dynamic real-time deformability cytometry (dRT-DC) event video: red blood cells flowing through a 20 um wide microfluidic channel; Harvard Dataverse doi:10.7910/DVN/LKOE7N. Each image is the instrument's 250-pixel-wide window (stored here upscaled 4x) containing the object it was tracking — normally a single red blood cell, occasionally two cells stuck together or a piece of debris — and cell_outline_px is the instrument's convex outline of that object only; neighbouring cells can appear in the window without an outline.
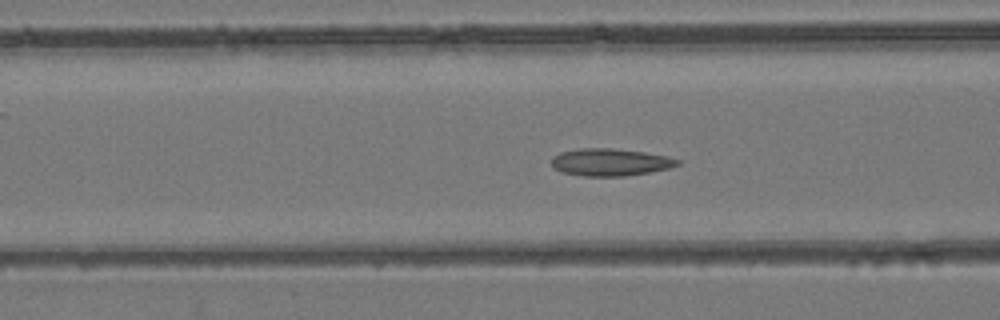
{"species": "common noctule bat (a hibernating species)", "species_latin": "Nyctalus noctula", "temperature_condition": "room temperature", "stored_images_in_passage": 47, "camera_frame_rate_fps": 3000, "um_per_image_px": 0.085, "animal": {"sex": "female", "body_mass_g": 24.6, "forearm_length_mm": 56.2}, "frame": {"image": 1, "passage_image": 22, "time_ms": 7.0, "image_size_px": [1000, 320], "cell_outline_px": [[680, 164], [668, 168], [648, 172], [624, 176], [584, 176], [560, 172], [552, 168], [552, 156], [560, 152], [580, 148], [612, 148], [644, 152], [668, 156], [680, 160]], "centroid_in_image_um": [51.83, 13.78], "position_along_channel_um": 114.8, "area_um2": 20.11}}
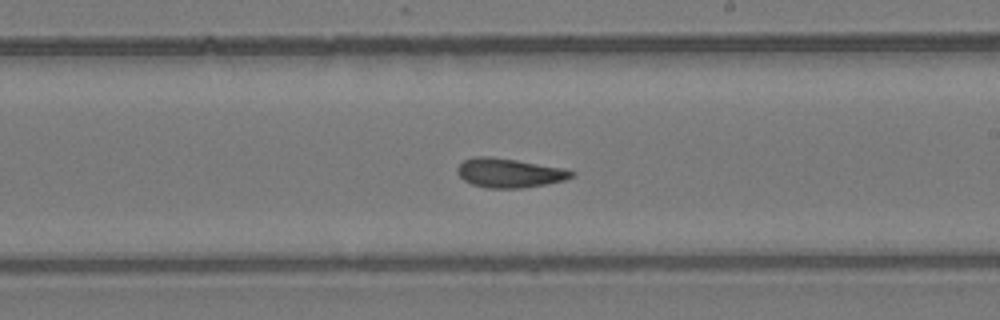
{"frame": {"image": 2, "passage_image": 32, "time_ms": 10.333, "image_size_px": [1000, 320], "cell_outline_px": [[576, 172], [572, 176], [564, 180], [544, 184], [520, 188], [484, 188], [472, 184], [464, 180], [456, 172], [456, 168], [464, 160], [472, 156], [492, 156], [564, 168]], "centroid_in_image_um": [43.24, 14.69], "position_along_channel_um": 245.8, "area_um2": 19.42}}
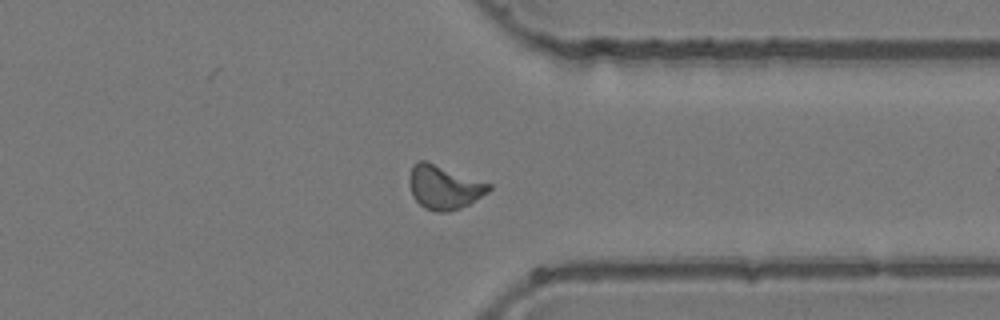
{"frame": {"image": 3, "passage_image": 42, "time_ms": 13.667, "image_size_px": [1000, 320], "cell_outline_px": [[492, 188], [488, 192], [468, 204], [460, 208], [448, 212], [436, 212], [424, 208], [412, 196], [408, 184], [408, 180], [412, 164], [416, 160], [428, 160], [492, 184]], "centroid_in_image_um": [37.71, 15.88], "position_along_channel_um": 373.7, "area_um2": 20.75}, "authors_computed_cell_mechanics": {"area_um2": 20.1144, "velocity_mm_per_s": 3.9316, "shape_relaxation_time_tau1_ms": null, "shape_relaxation_time_tau2_ms": 4.5874, "deformation_change_tau1": null, "deformation_change_tau2": 0.1105}}